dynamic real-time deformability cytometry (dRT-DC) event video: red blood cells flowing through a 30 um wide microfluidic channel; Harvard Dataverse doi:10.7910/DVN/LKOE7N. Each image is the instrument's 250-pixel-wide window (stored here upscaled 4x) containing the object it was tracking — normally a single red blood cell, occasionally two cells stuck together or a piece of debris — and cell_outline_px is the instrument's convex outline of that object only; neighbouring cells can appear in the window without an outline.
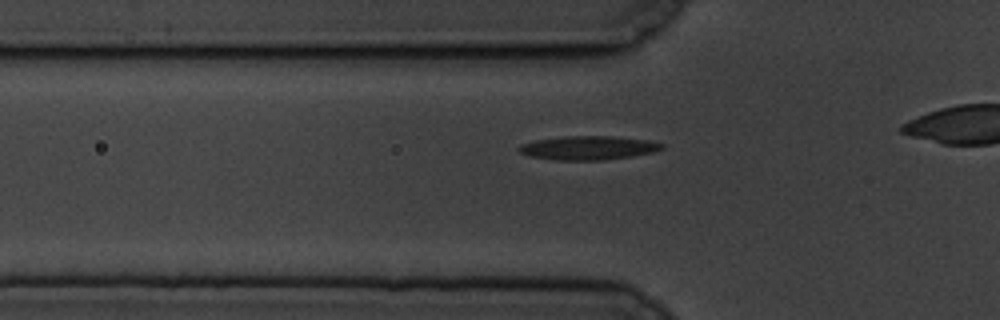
{"species": "common noctule bat (a hibernating species)", "species_latin": "Nyctalus noctula", "temperature_condition": "cold", "stored_images_in_passage": 20, "camera_frame_rate_fps": 3000, "um_per_image_px": 0.085, "animal": {"sex": "male", "body_mass_g": 19.5, "forearm_length_mm": 54.6}, "frame": {"image": 1, "passage_image": 10, "time_ms": 3.0, "image_size_px": [1000, 320], "cell_outline_px": [[664, 148], [652, 152], [632, 156], [604, 160], [552, 160], [528, 156], [520, 152], [516, 148], [520, 144], [536, 140], [568, 136], [612, 136], [648, 140], [664, 144]], "centroid_in_image_um": [49.97, 12.57], "position_along_channel_um": 75.8, "area_um2": 19.88}}
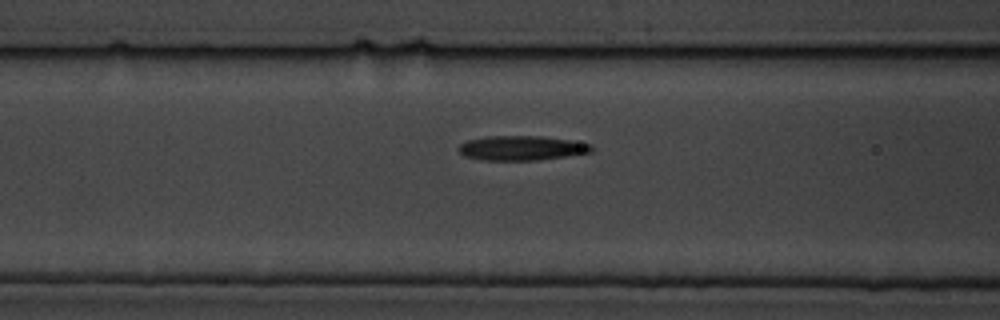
{"frame": {"image": 2, "passage_image": 14, "time_ms": 4.333, "image_size_px": [1000, 320], "cell_outline_px": [[596, 148], [592, 152], [536, 160], [484, 160], [464, 156], [456, 148], [460, 144], [468, 140], [484, 136], [540, 136], [568, 140], [592, 144]], "centroid_in_image_um": [44.32, 12.58], "position_along_channel_um": 122.3, "area_um2": 19.02}}
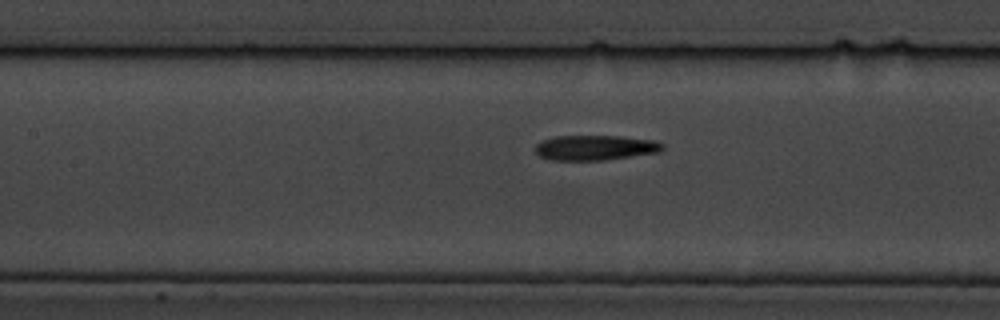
{"frame": {"image": 3, "passage_image": 17, "time_ms": 5.333, "image_size_px": [1000, 320], "cell_outline_px": [[664, 148], [660, 152], [600, 160], [552, 160], [540, 156], [536, 152], [536, 144], [540, 140], [556, 136], [620, 136], [652, 140], [664, 144]], "centroid_in_image_um": [50.57, 12.54], "position_along_channel_um": 156.8, "area_um2": 18.44}}